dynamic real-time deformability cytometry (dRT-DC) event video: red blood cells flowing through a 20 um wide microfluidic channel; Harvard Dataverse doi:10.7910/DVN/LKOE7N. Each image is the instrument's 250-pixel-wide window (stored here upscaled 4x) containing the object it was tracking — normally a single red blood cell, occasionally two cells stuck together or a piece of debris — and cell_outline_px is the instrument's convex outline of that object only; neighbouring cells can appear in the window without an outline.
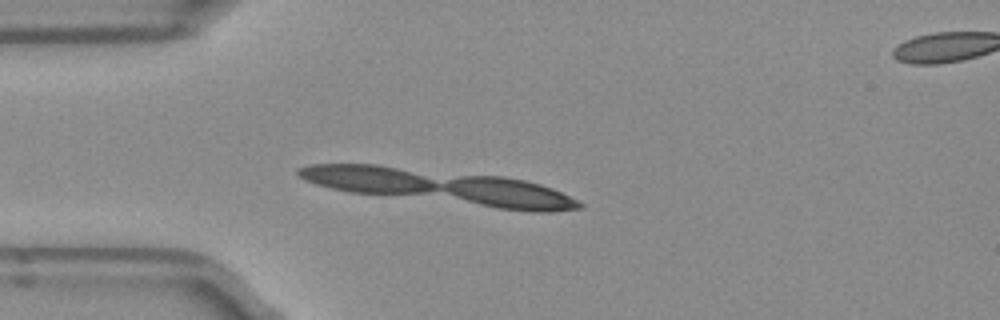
{"species": "Egyptian fruit bat (a non-hibernating species)", "species_latin": "Rousettus aegyptiacus", "temperature_condition": "room temperature", "stored_images_in_passage": 12, "camera_frame_rate_fps": 3000, "um_per_image_px": 0.085, "frame": {"image": 1, "passage_image": 12, "time_ms": 3.667, "image_size_px": [1000, 320], "cell_outline_px": [[580, 204], [576, 208], [508, 208], [484, 204], [460, 196], [444, 188], [444, 184], [452, 180], [472, 176], [492, 176], [520, 180], [536, 184], [548, 188]], "centroid_in_image_um": [43.2, 16.41], "position_along_channel_um": 41.8, "area_um2": 20.58}}